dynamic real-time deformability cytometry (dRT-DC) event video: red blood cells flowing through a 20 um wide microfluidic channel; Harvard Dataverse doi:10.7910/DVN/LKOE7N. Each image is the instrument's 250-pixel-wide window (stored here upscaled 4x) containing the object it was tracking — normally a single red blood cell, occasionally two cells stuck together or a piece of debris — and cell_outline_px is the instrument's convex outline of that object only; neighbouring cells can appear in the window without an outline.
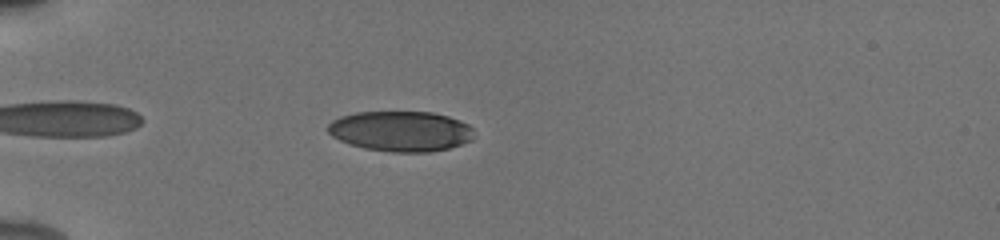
{"species": "human", "species_latin": "Homo sapiens", "temperature_condition": "cold", "stored_images_in_passage": 39, "camera_frame_rate_fps": 3000, "um_per_image_px": 0.085, "donor": {"sex": "male"}, "frame": {"image": 1, "passage_image": 5, "time_ms": 1.333, "image_size_px": [1000, 240], "cell_outline_px": [[472, 140], [448, 148], [428, 152], [392, 152], [364, 148], [340, 140], [332, 136], [328, 132], [328, 124], [332, 120], [340, 116], [356, 112], [432, 112], [448, 116], [460, 120], [468, 124], [472, 128]], "centroid_in_image_um": [34.05, 11.14], "position_along_channel_um": 50.9, "area_um2": 34.22}}
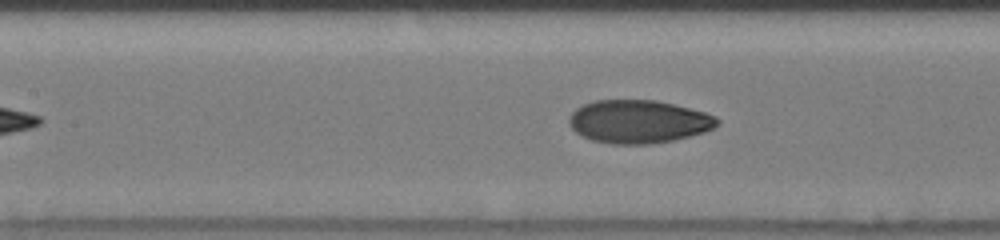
{"frame": {"image": 2, "passage_image": 15, "time_ms": 4.667, "image_size_px": [1000, 240], "cell_outline_px": [[720, 124], [704, 132], [672, 140], [652, 144], [612, 144], [592, 140], [576, 132], [568, 124], [568, 120], [572, 112], [576, 108], [592, 100], [656, 100], [704, 112], [716, 116], [720, 120]], "centroid_in_image_um": [54.26, 10.33], "position_along_channel_um": 153.1, "area_um2": 37.17}}
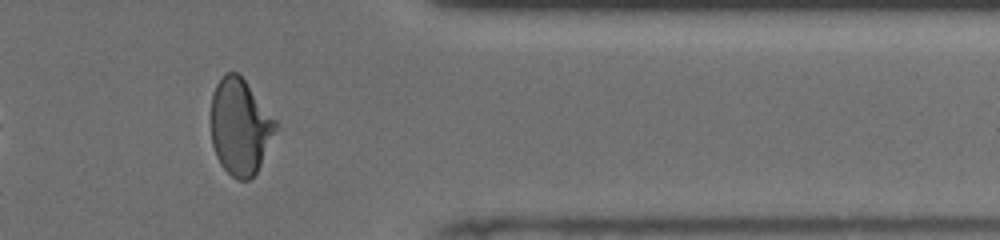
{"frame": {"image": 3, "passage_image": 34, "time_ms": 11.0, "image_size_px": [1000, 240], "cell_outline_px": [[280, 128], [256, 172], [248, 180], [236, 180], [220, 164], [216, 156], [212, 144], [212, 92], [216, 84], [224, 72], [236, 72], [244, 80], [276, 120]], "centroid_in_image_um": [20.43, 10.78], "position_along_channel_um": 391.0, "area_um2": 36.24}, "authors_computed_cell_mechanics": {"area_um2": 36.2984, "velocity_mm_per_s": 3.9033, "shape_relaxation_time_tau1_ms": 4.6661, "shape_relaxation_time_tau2_ms": 0.9727, "deformation_change_tau1": 0.1813, "deformation_change_tau2": 0.0538}}